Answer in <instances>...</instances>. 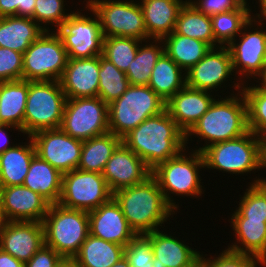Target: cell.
<instances>
[{
  "label": "cell",
  "instance_id": "6da1fadb",
  "mask_svg": "<svg viewBox=\"0 0 266 267\" xmlns=\"http://www.w3.org/2000/svg\"><path fill=\"white\" fill-rule=\"evenodd\" d=\"M122 142L153 170L159 163L186 150L185 133L167 110L147 118L122 138Z\"/></svg>",
  "mask_w": 266,
  "mask_h": 267
},
{
  "label": "cell",
  "instance_id": "7a4b0ae2",
  "mask_svg": "<svg viewBox=\"0 0 266 267\" xmlns=\"http://www.w3.org/2000/svg\"><path fill=\"white\" fill-rule=\"evenodd\" d=\"M234 83L233 87L236 93L225 98L214 99L208 111L192 126L185 134V145L187 146L189 137L195 135L205 141L203 145L196 151L202 152L206 147L238 138L249 131L247 103L241 89L243 80ZM241 81V82H240ZM239 89V91H238ZM239 96V97H238Z\"/></svg>",
  "mask_w": 266,
  "mask_h": 267
},
{
  "label": "cell",
  "instance_id": "3957f363",
  "mask_svg": "<svg viewBox=\"0 0 266 267\" xmlns=\"http://www.w3.org/2000/svg\"><path fill=\"white\" fill-rule=\"evenodd\" d=\"M113 198L137 235L158 230L169 216L176 214L152 175L140 184L114 192Z\"/></svg>",
  "mask_w": 266,
  "mask_h": 267
},
{
  "label": "cell",
  "instance_id": "277c9868",
  "mask_svg": "<svg viewBox=\"0 0 266 267\" xmlns=\"http://www.w3.org/2000/svg\"><path fill=\"white\" fill-rule=\"evenodd\" d=\"M45 245L54 249L66 261L79 252L89 234L88 211L50 204L43 220Z\"/></svg>",
  "mask_w": 266,
  "mask_h": 267
},
{
  "label": "cell",
  "instance_id": "5b68a950",
  "mask_svg": "<svg viewBox=\"0 0 266 267\" xmlns=\"http://www.w3.org/2000/svg\"><path fill=\"white\" fill-rule=\"evenodd\" d=\"M165 110L166 102L148 85H129L119 99L108 105L109 132L122 139L144 120Z\"/></svg>",
  "mask_w": 266,
  "mask_h": 267
},
{
  "label": "cell",
  "instance_id": "8992f818",
  "mask_svg": "<svg viewBox=\"0 0 266 267\" xmlns=\"http://www.w3.org/2000/svg\"><path fill=\"white\" fill-rule=\"evenodd\" d=\"M184 151H181L174 158L159 163L151 173L157 180L167 203L175 211H177L179 204L174 202L171 194L199 198L204 193L200 182L202 179L199 175L201 171L199 169L205 168L203 154L193 149L188 157L185 156L186 152Z\"/></svg>",
  "mask_w": 266,
  "mask_h": 267
},
{
  "label": "cell",
  "instance_id": "52a82bcc",
  "mask_svg": "<svg viewBox=\"0 0 266 267\" xmlns=\"http://www.w3.org/2000/svg\"><path fill=\"white\" fill-rule=\"evenodd\" d=\"M263 139L250 130L235 139L219 142L203 151L205 169H216L230 174H248L262 170Z\"/></svg>",
  "mask_w": 266,
  "mask_h": 267
},
{
  "label": "cell",
  "instance_id": "ba28073f",
  "mask_svg": "<svg viewBox=\"0 0 266 267\" xmlns=\"http://www.w3.org/2000/svg\"><path fill=\"white\" fill-rule=\"evenodd\" d=\"M67 97L59 81H29L24 113V133L59 129Z\"/></svg>",
  "mask_w": 266,
  "mask_h": 267
},
{
  "label": "cell",
  "instance_id": "9c48e42d",
  "mask_svg": "<svg viewBox=\"0 0 266 267\" xmlns=\"http://www.w3.org/2000/svg\"><path fill=\"white\" fill-rule=\"evenodd\" d=\"M68 54L55 31H45L23 53L22 79L59 81L67 65Z\"/></svg>",
  "mask_w": 266,
  "mask_h": 267
},
{
  "label": "cell",
  "instance_id": "30bf717a",
  "mask_svg": "<svg viewBox=\"0 0 266 267\" xmlns=\"http://www.w3.org/2000/svg\"><path fill=\"white\" fill-rule=\"evenodd\" d=\"M86 2L98 16L104 38L133 37L148 43L144 17L138 1L86 0Z\"/></svg>",
  "mask_w": 266,
  "mask_h": 267
},
{
  "label": "cell",
  "instance_id": "8fae6325",
  "mask_svg": "<svg viewBox=\"0 0 266 267\" xmlns=\"http://www.w3.org/2000/svg\"><path fill=\"white\" fill-rule=\"evenodd\" d=\"M94 18L76 11L58 27L55 32L60 37L68 58L84 59L103 54V33L95 12L86 5Z\"/></svg>",
  "mask_w": 266,
  "mask_h": 267
},
{
  "label": "cell",
  "instance_id": "7c38bea8",
  "mask_svg": "<svg viewBox=\"0 0 266 267\" xmlns=\"http://www.w3.org/2000/svg\"><path fill=\"white\" fill-rule=\"evenodd\" d=\"M60 129L82 141L104 135L109 132L108 105L100 97L67 99Z\"/></svg>",
  "mask_w": 266,
  "mask_h": 267
},
{
  "label": "cell",
  "instance_id": "4fadbf2b",
  "mask_svg": "<svg viewBox=\"0 0 266 267\" xmlns=\"http://www.w3.org/2000/svg\"><path fill=\"white\" fill-rule=\"evenodd\" d=\"M112 197L113 193L100 173L74 169L62 175L58 203L63 207L89 212Z\"/></svg>",
  "mask_w": 266,
  "mask_h": 267
},
{
  "label": "cell",
  "instance_id": "5bb4252c",
  "mask_svg": "<svg viewBox=\"0 0 266 267\" xmlns=\"http://www.w3.org/2000/svg\"><path fill=\"white\" fill-rule=\"evenodd\" d=\"M255 24L257 28H255ZM263 24L262 21H256L252 16L241 30L240 41L234 39L227 46L231 54L233 71H237L235 74H240L243 79L245 77L247 79L252 77L253 79L257 77L260 79L264 74L266 68V30L262 27Z\"/></svg>",
  "mask_w": 266,
  "mask_h": 267
},
{
  "label": "cell",
  "instance_id": "9a60e30c",
  "mask_svg": "<svg viewBox=\"0 0 266 267\" xmlns=\"http://www.w3.org/2000/svg\"><path fill=\"white\" fill-rule=\"evenodd\" d=\"M36 154L61 174L77 169L83 141L69 136L59 129L41 130L34 133Z\"/></svg>",
  "mask_w": 266,
  "mask_h": 267
},
{
  "label": "cell",
  "instance_id": "2e32d148",
  "mask_svg": "<svg viewBox=\"0 0 266 267\" xmlns=\"http://www.w3.org/2000/svg\"><path fill=\"white\" fill-rule=\"evenodd\" d=\"M231 54L227 46L211 48L209 52L186 75V86L213 92L234 75ZM227 79V80H226Z\"/></svg>",
  "mask_w": 266,
  "mask_h": 267
},
{
  "label": "cell",
  "instance_id": "e0dca14e",
  "mask_svg": "<svg viewBox=\"0 0 266 267\" xmlns=\"http://www.w3.org/2000/svg\"><path fill=\"white\" fill-rule=\"evenodd\" d=\"M152 170L121 142L107 161L102 176L112 193L144 182Z\"/></svg>",
  "mask_w": 266,
  "mask_h": 267
},
{
  "label": "cell",
  "instance_id": "ac0fdd59",
  "mask_svg": "<svg viewBox=\"0 0 266 267\" xmlns=\"http://www.w3.org/2000/svg\"><path fill=\"white\" fill-rule=\"evenodd\" d=\"M88 215L89 234L95 237L126 246L137 235L113 197Z\"/></svg>",
  "mask_w": 266,
  "mask_h": 267
},
{
  "label": "cell",
  "instance_id": "d6986e66",
  "mask_svg": "<svg viewBox=\"0 0 266 267\" xmlns=\"http://www.w3.org/2000/svg\"><path fill=\"white\" fill-rule=\"evenodd\" d=\"M44 244L42 222L10 221L0 237V249L24 263Z\"/></svg>",
  "mask_w": 266,
  "mask_h": 267
},
{
  "label": "cell",
  "instance_id": "ffe728a7",
  "mask_svg": "<svg viewBox=\"0 0 266 267\" xmlns=\"http://www.w3.org/2000/svg\"><path fill=\"white\" fill-rule=\"evenodd\" d=\"M0 203L9 221L43 222L50 203L23 186L0 187Z\"/></svg>",
  "mask_w": 266,
  "mask_h": 267
},
{
  "label": "cell",
  "instance_id": "44dd1931",
  "mask_svg": "<svg viewBox=\"0 0 266 267\" xmlns=\"http://www.w3.org/2000/svg\"><path fill=\"white\" fill-rule=\"evenodd\" d=\"M100 55L84 58H68L59 79L67 99L98 97Z\"/></svg>",
  "mask_w": 266,
  "mask_h": 267
},
{
  "label": "cell",
  "instance_id": "7402d4cb",
  "mask_svg": "<svg viewBox=\"0 0 266 267\" xmlns=\"http://www.w3.org/2000/svg\"><path fill=\"white\" fill-rule=\"evenodd\" d=\"M211 92L184 86L166 102V110L186 134L214 101Z\"/></svg>",
  "mask_w": 266,
  "mask_h": 267
},
{
  "label": "cell",
  "instance_id": "603a6c76",
  "mask_svg": "<svg viewBox=\"0 0 266 267\" xmlns=\"http://www.w3.org/2000/svg\"><path fill=\"white\" fill-rule=\"evenodd\" d=\"M164 231L155 230L146 235L151 239L154 252L152 267H190L201 258L194 250Z\"/></svg>",
  "mask_w": 266,
  "mask_h": 267
},
{
  "label": "cell",
  "instance_id": "cb8c5ba5",
  "mask_svg": "<svg viewBox=\"0 0 266 267\" xmlns=\"http://www.w3.org/2000/svg\"><path fill=\"white\" fill-rule=\"evenodd\" d=\"M141 1L139 3L144 17L148 40H153L163 39L175 30L178 14L188 0Z\"/></svg>",
  "mask_w": 266,
  "mask_h": 267
},
{
  "label": "cell",
  "instance_id": "d4e9b609",
  "mask_svg": "<svg viewBox=\"0 0 266 267\" xmlns=\"http://www.w3.org/2000/svg\"><path fill=\"white\" fill-rule=\"evenodd\" d=\"M231 224L237 241L227 249L255 256L266 265V220L231 218Z\"/></svg>",
  "mask_w": 266,
  "mask_h": 267
},
{
  "label": "cell",
  "instance_id": "484cf974",
  "mask_svg": "<svg viewBox=\"0 0 266 267\" xmlns=\"http://www.w3.org/2000/svg\"><path fill=\"white\" fill-rule=\"evenodd\" d=\"M28 90L24 79L0 82V124L15 126L23 134Z\"/></svg>",
  "mask_w": 266,
  "mask_h": 267
},
{
  "label": "cell",
  "instance_id": "4316f807",
  "mask_svg": "<svg viewBox=\"0 0 266 267\" xmlns=\"http://www.w3.org/2000/svg\"><path fill=\"white\" fill-rule=\"evenodd\" d=\"M45 30L32 18L0 17V47L24 53Z\"/></svg>",
  "mask_w": 266,
  "mask_h": 267
},
{
  "label": "cell",
  "instance_id": "83f0119b",
  "mask_svg": "<svg viewBox=\"0 0 266 267\" xmlns=\"http://www.w3.org/2000/svg\"><path fill=\"white\" fill-rule=\"evenodd\" d=\"M24 145L14 144L0 155V187L22 185L36 148L31 136Z\"/></svg>",
  "mask_w": 266,
  "mask_h": 267
},
{
  "label": "cell",
  "instance_id": "f1b7e54d",
  "mask_svg": "<svg viewBox=\"0 0 266 267\" xmlns=\"http://www.w3.org/2000/svg\"><path fill=\"white\" fill-rule=\"evenodd\" d=\"M62 175L36 154L22 185L40 194L50 204H55L61 195Z\"/></svg>",
  "mask_w": 266,
  "mask_h": 267
},
{
  "label": "cell",
  "instance_id": "f546056e",
  "mask_svg": "<svg viewBox=\"0 0 266 267\" xmlns=\"http://www.w3.org/2000/svg\"><path fill=\"white\" fill-rule=\"evenodd\" d=\"M124 248L88 234L71 262L77 267H111L124 256Z\"/></svg>",
  "mask_w": 266,
  "mask_h": 267
},
{
  "label": "cell",
  "instance_id": "4dcf8cb0",
  "mask_svg": "<svg viewBox=\"0 0 266 267\" xmlns=\"http://www.w3.org/2000/svg\"><path fill=\"white\" fill-rule=\"evenodd\" d=\"M164 52L184 71L197 64L212 48L208 43L173 31L162 39Z\"/></svg>",
  "mask_w": 266,
  "mask_h": 267
},
{
  "label": "cell",
  "instance_id": "1f68e13d",
  "mask_svg": "<svg viewBox=\"0 0 266 267\" xmlns=\"http://www.w3.org/2000/svg\"><path fill=\"white\" fill-rule=\"evenodd\" d=\"M184 72V73H183ZM186 85V75L165 52L155 64L148 86L165 102Z\"/></svg>",
  "mask_w": 266,
  "mask_h": 267
},
{
  "label": "cell",
  "instance_id": "d6a6232c",
  "mask_svg": "<svg viewBox=\"0 0 266 267\" xmlns=\"http://www.w3.org/2000/svg\"><path fill=\"white\" fill-rule=\"evenodd\" d=\"M121 142L120 137L110 132L84 140L77 169L102 174L107 161Z\"/></svg>",
  "mask_w": 266,
  "mask_h": 267
},
{
  "label": "cell",
  "instance_id": "836d02e7",
  "mask_svg": "<svg viewBox=\"0 0 266 267\" xmlns=\"http://www.w3.org/2000/svg\"><path fill=\"white\" fill-rule=\"evenodd\" d=\"M174 31L179 35L202 40L212 48L220 46L214 40L211 16L198 11L188 1L178 14Z\"/></svg>",
  "mask_w": 266,
  "mask_h": 267
},
{
  "label": "cell",
  "instance_id": "e575fe53",
  "mask_svg": "<svg viewBox=\"0 0 266 267\" xmlns=\"http://www.w3.org/2000/svg\"><path fill=\"white\" fill-rule=\"evenodd\" d=\"M248 6L246 1L239 9L211 16L214 40L220 46H228L252 18V9Z\"/></svg>",
  "mask_w": 266,
  "mask_h": 267
},
{
  "label": "cell",
  "instance_id": "d590c367",
  "mask_svg": "<svg viewBox=\"0 0 266 267\" xmlns=\"http://www.w3.org/2000/svg\"><path fill=\"white\" fill-rule=\"evenodd\" d=\"M153 41L147 45L140 43L135 59L132 60L125 73L130 85L149 84L152 70L160 56L164 53L162 39H153Z\"/></svg>",
  "mask_w": 266,
  "mask_h": 267
},
{
  "label": "cell",
  "instance_id": "8d00e7d4",
  "mask_svg": "<svg viewBox=\"0 0 266 267\" xmlns=\"http://www.w3.org/2000/svg\"><path fill=\"white\" fill-rule=\"evenodd\" d=\"M129 85L126 74L100 55L98 97L109 105L119 99Z\"/></svg>",
  "mask_w": 266,
  "mask_h": 267
},
{
  "label": "cell",
  "instance_id": "74e56055",
  "mask_svg": "<svg viewBox=\"0 0 266 267\" xmlns=\"http://www.w3.org/2000/svg\"><path fill=\"white\" fill-rule=\"evenodd\" d=\"M252 85L244 84L241 89L247 103L248 128L263 139L266 138V87Z\"/></svg>",
  "mask_w": 266,
  "mask_h": 267
},
{
  "label": "cell",
  "instance_id": "f35d334b",
  "mask_svg": "<svg viewBox=\"0 0 266 267\" xmlns=\"http://www.w3.org/2000/svg\"><path fill=\"white\" fill-rule=\"evenodd\" d=\"M141 41L133 37L110 36L103 39V56L119 70L126 73L132 60L135 59Z\"/></svg>",
  "mask_w": 266,
  "mask_h": 267
},
{
  "label": "cell",
  "instance_id": "ab89813d",
  "mask_svg": "<svg viewBox=\"0 0 266 267\" xmlns=\"http://www.w3.org/2000/svg\"><path fill=\"white\" fill-rule=\"evenodd\" d=\"M261 179L250 183L243 197H240L239 207L231 218H248L249 220H266V184Z\"/></svg>",
  "mask_w": 266,
  "mask_h": 267
},
{
  "label": "cell",
  "instance_id": "60d3db41",
  "mask_svg": "<svg viewBox=\"0 0 266 267\" xmlns=\"http://www.w3.org/2000/svg\"><path fill=\"white\" fill-rule=\"evenodd\" d=\"M64 0H36L34 16L32 19L45 31H50L45 25L51 23L55 27H60L62 23L71 15L66 13L64 9ZM42 24H45L42 26Z\"/></svg>",
  "mask_w": 266,
  "mask_h": 267
},
{
  "label": "cell",
  "instance_id": "b9f144b4",
  "mask_svg": "<svg viewBox=\"0 0 266 267\" xmlns=\"http://www.w3.org/2000/svg\"><path fill=\"white\" fill-rule=\"evenodd\" d=\"M124 256L131 267H152L154 252L151 239L146 235H136L124 248Z\"/></svg>",
  "mask_w": 266,
  "mask_h": 267
},
{
  "label": "cell",
  "instance_id": "7bdbcfd3",
  "mask_svg": "<svg viewBox=\"0 0 266 267\" xmlns=\"http://www.w3.org/2000/svg\"><path fill=\"white\" fill-rule=\"evenodd\" d=\"M206 267H257L258 264L266 266L259 258L243 253L224 250L218 257L208 259L201 255ZM213 258V259H212Z\"/></svg>",
  "mask_w": 266,
  "mask_h": 267
},
{
  "label": "cell",
  "instance_id": "ee69618b",
  "mask_svg": "<svg viewBox=\"0 0 266 267\" xmlns=\"http://www.w3.org/2000/svg\"><path fill=\"white\" fill-rule=\"evenodd\" d=\"M23 53L0 47V82L22 79Z\"/></svg>",
  "mask_w": 266,
  "mask_h": 267
},
{
  "label": "cell",
  "instance_id": "f6af8a7d",
  "mask_svg": "<svg viewBox=\"0 0 266 267\" xmlns=\"http://www.w3.org/2000/svg\"><path fill=\"white\" fill-rule=\"evenodd\" d=\"M246 1L247 0H188L198 11L208 16L239 9Z\"/></svg>",
  "mask_w": 266,
  "mask_h": 267
},
{
  "label": "cell",
  "instance_id": "bcb514c9",
  "mask_svg": "<svg viewBox=\"0 0 266 267\" xmlns=\"http://www.w3.org/2000/svg\"><path fill=\"white\" fill-rule=\"evenodd\" d=\"M67 261L45 244L25 262V267H62Z\"/></svg>",
  "mask_w": 266,
  "mask_h": 267
},
{
  "label": "cell",
  "instance_id": "7dc6e473",
  "mask_svg": "<svg viewBox=\"0 0 266 267\" xmlns=\"http://www.w3.org/2000/svg\"><path fill=\"white\" fill-rule=\"evenodd\" d=\"M36 0H0V17L5 16H34Z\"/></svg>",
  "mask_w": 266,
  "mask_h": 267
},
{
  "label": "cell",
  "instance_id": "c3c4849f",
  "mask_svg": "<svg viewBox=\"0 0 266 267\" xmlns=\"http://www.w3.org/2000/svg\"><path fill=\"white\" fill-rule=\"evenodd\" d=\"M9 128H12L13 130H18L19 132L22 133V131L15 127V126H11V125H3V124H0V155L2 153H4L7 149L13 147L11 146L12 144H10L9 140H8V135L7 133L5 132V130H9ZM3 138V139H2ZM2 140V141H1ZM10 144V145H9Z\"/></svg>",
  "mask_w": 266,
  "mask_h": 267
},
{
  "label": "cell",
  "instance_id": "681fc988",
  "mask_svg": "<svg viewBox=\"0 0 266 267\" xmlns=\"http://www.w3.org/2000/svg\"><path fill=\"white\" fill-rule=\"evenodd\" d=\"M0 267H25V263L0 249Z\"/></svg>",
  "mask_w": 266,
  "mask_h": 267
},
{
  "label": "cell",
  "instance_id": "f907efd6",
  "mask_svg": "<svg viewBox=\"0 0 266 267\" xmlns=\"http://www.w3.org/2000/svg\"><path fill=\"white\" fill-rule=\"evenodd\" d=\"M9 219L6 216V213L4 212L1 203H0V237L2 235V233L4 232V230L6 229L8 223H9Z\"/></svg>",
  "mask_w": 266,
  "mask_h": 267
},
{
  "label": "cell",
  "instance_id": "816d5d0a",
  "mask_svg": "<svg viewBox=\"0 0 266 267\" xmlns=\"http://www.w3.org/2000/svg\"><path fill=\"white\" fill-rule=\"evenodd\" d=\"M111 267H131V266L129 265V262L125 258V256H123L118 262L113 264Z\"/></svg>",
  "mask_w": 266,
  "mask_h": 267
},
{
  "label": "cell",
  "instance_id": "f5cc1de1",
  "mask_svg": "<svg viewBox=\"0 0 266 267\" xmlns=\"http://www.w3.org/2000/svg\"><path fill=\"white\" fill-rule=\"evenodd\" d=\"M266 168V138H263L262 144V169Z\"/></svg>",
  "mask_w": 266,
  "mask_h": 267
},
{
  "label": "cell",
  "instance_id": "db71d44e",
  "mask_svg": "<svg viewBox=\"0 0 266 267\" xmlns=\"http://www.w3.org/2000/svg\"><path fill=\"white\" fill-rule=\"evenodd\" d=\"M190 267H206V264H205V261L202 258H200L197 262H195Z\"/></svg>",
  "mask_w": 266,
  "mask_h": 267
},
{
  "label": "cell",
  "instance_id": "11a10c76",
  "mask_svg": "<svg viewBox=\"0 0 266 267\" xmlns=\"http://www.w3.org/2000/svg\"><path fill=\"white\" fill-rule=\"evenodd\" d=\"M261 79H258L257 78V80L259 81L260 80V84H261V86H263V87H266V68H265V71H264V74L260 77Z\"/></svg>",
  "mask_w": 266,
  "mask_h": 267
},
{
  "label": "cell",
  "instance_id": "9f6ffc18",
  "mask_svg": "<svg viewBox=\"0 0 266 267\" xmlns=\"http://www.w3.org/2000/svg\"><path fill=\"white\" fill-rule=\"evenodd\" d=\"M67 267H77L71 261H67Z\"/></svg>",
  "mask_w": 266,
  "mask_h": 267
},
{
  "label": "cell",
  "instance_id": "6f0895ef",
  "mask_svg": "<svg viewBox=\"0 0 266 267\" xmlns=\"http://www.w3.org/2000/svg\"><path fill=\"white\" fill-rule=\"evenodd\" d=\"M260 183H263V184H266V178H261V181H260Z\"/></svg>",
  "mask_w": 266,
  "mask_h": 267
}]
</instances>
